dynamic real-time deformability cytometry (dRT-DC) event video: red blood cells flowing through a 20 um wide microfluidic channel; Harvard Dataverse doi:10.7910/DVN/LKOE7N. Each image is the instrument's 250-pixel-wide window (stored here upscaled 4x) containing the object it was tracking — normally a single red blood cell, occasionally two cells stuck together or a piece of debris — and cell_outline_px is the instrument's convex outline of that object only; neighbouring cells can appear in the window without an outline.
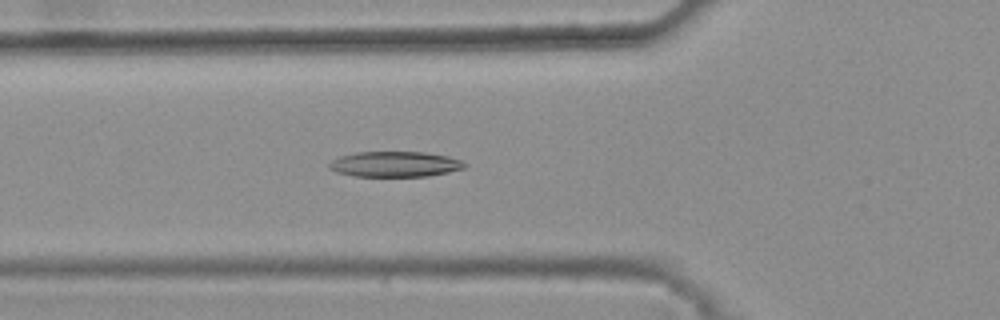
{"species": "common noctule bat (a hibernating species)", "species_latin": "Nyctalus noctula", "temperature_condition": "warm", "stored_images_in_passage": 34, "camera_frame_rate_fps": 3000, "um_per_image_px": 0.085, "animal": {"sex": "female", "body_mass_g": 25.1}, "frame": {"image": 1, "passage_image": 7, "time_ms": 2.0, "image_size_px": [1000, 320], "cell_outline_px": [[468, 164], [464, 168], [448, 172], [428, 176], [352, 176], [336, 172], [328, 168], [328, 164], [332, 160], [340, 156], [356, 152], [424, 152], [448, 156], [460, 160]], "centroid_in_image_um": [33.55, 13.95], "position_along_channel_um": 92.2, "area_um2": 20.11}}
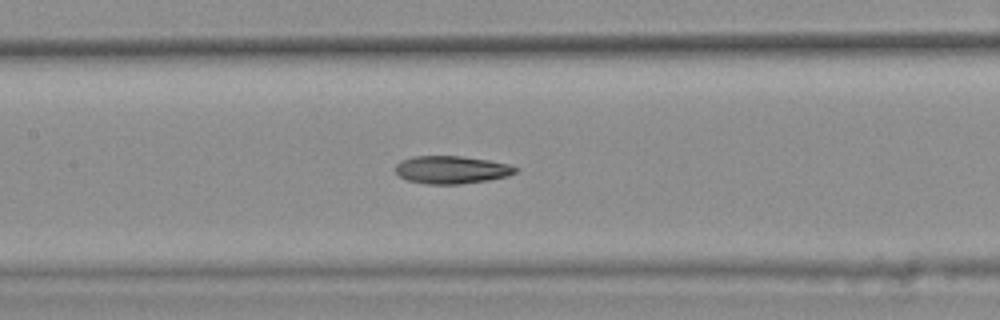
{"frame": {"image": 2, "passage_image": 13, "time_ms": 4.0, "image_size_px": [1000, 320], "cell_outline_px": [[520, 168], [516, 172], [508, 176], [488, 180], [460, 184], [428, 184], [408, 180], [400, 176], [396, 172], [396, 164], [400, 160], [412, 156], [460, 156], [488, 160], [508, 164]], "centroid_in_image_um": [38.39, 14.42], "position_along_channel_um": 169.0, "area_um2": 19.42}}
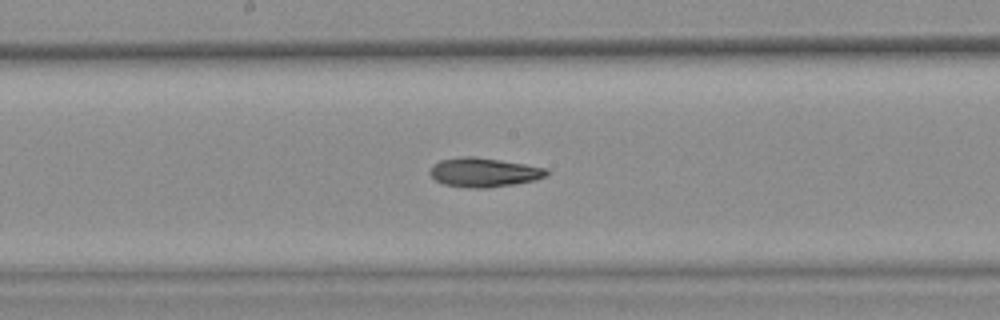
{"frame": {"image": 3, "passage_image": 16, "time_ms": 5.0, "image_size_px": [1000, 320], "cell_outline_px": [[548, 172], [544, 176], [536, 180], [512, 184], [484, 188], [468, 188], [444, 184], [436, 180], [428, 172], [432, 164], [440, 160], [460, 156], [476, 156], [548, 168]], "centroid_in_image_um": [41.09, 14.64], "position_along_channel_um": 207.1, "area_um2": 19.83}, "authors_computed_cell_mechanics": {"area_um2": 19.4208, "velocity_mm_per_s": 3.8148, "shape_relaxation_time_tau1_ms": null, "shape_relaxation_time_tau2_ms": 3.6421, "deformation_change_tau1": null, "deformation_change_tau2": 0.1181}}